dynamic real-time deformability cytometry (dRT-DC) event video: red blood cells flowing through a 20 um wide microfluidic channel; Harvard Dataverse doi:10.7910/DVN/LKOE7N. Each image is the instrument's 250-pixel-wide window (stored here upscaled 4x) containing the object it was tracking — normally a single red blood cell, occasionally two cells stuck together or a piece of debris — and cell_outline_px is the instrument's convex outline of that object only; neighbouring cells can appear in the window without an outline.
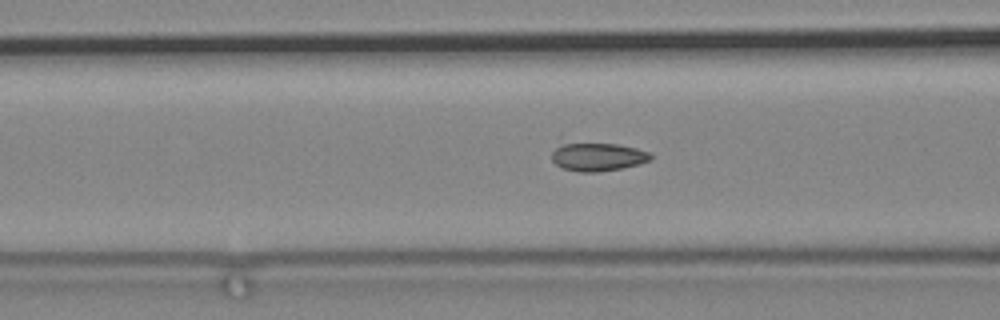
{"species": "common noctule bat (a hibernating species)", "species_latin": "Nyctalus noctula", "temperature_condition": "cold", "stored_images_in_passage": 81, "camera_frame_rate_fps": 3000, "um_per_image_px": 0.085, "animal": {"sex": "male", "body_mass_g": 19.2, "forearm_length_mm": 51.8}, "frame": {"image": 1, "passage_image": 41, "time_ms": 13.333, "image_size_px": [1000, 320], "cell_outline_px": [[652, 160], [640, 164], [620, 168], [596, 172], [580, 172], [564, 168], [556, 164], [552, 160], [552, 152], [560, 136], [616, 144], [636, 148], [652, 152]], "centroid_in_image_um": [50.67, 13.21], "position_along_channel_um": 115.9, "area_um2": 17.92}}
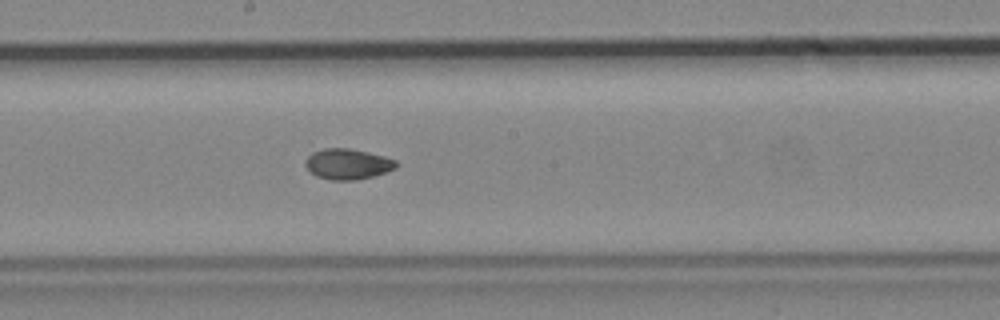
{"frame": {"image": 2, "passage_image": 51, "time_ms": 16.667, "image_size_px": [1000, 320], "cell_outline_px": [[396, 168], [372, 176], [356, 180], [332, 180], [316, 176], [304, 164], [304, 160], [312, 152], [324, 148], [348, 148], [368, 152], [384, 156], [396, 160]], "centroid_in_image_um": [29.52, 13.93], "position_along_channel_um": 218.7, "area_um2": 16.07}}
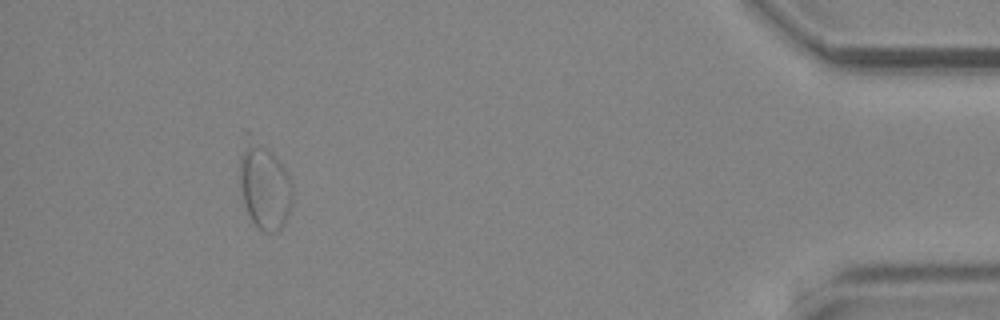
{"frame": {"image": 3, "passage_image": 76, "time_ms": 25.0, "image_size_px": [1000, 320], "cell_outline_px": [[292, 204], [284, 224], [276, 232], [264, 232], [256, 228], [248, 216], [244, 204], [240, 188], [240, 160], [244, 152], [252, 144], [256, 144], [272, 152], [276, 156], [292, 180]], "centroid_in_image_um": [22.53, 16.04], "position_along_channel_um": 412.7, "area_um2": 25.32}}